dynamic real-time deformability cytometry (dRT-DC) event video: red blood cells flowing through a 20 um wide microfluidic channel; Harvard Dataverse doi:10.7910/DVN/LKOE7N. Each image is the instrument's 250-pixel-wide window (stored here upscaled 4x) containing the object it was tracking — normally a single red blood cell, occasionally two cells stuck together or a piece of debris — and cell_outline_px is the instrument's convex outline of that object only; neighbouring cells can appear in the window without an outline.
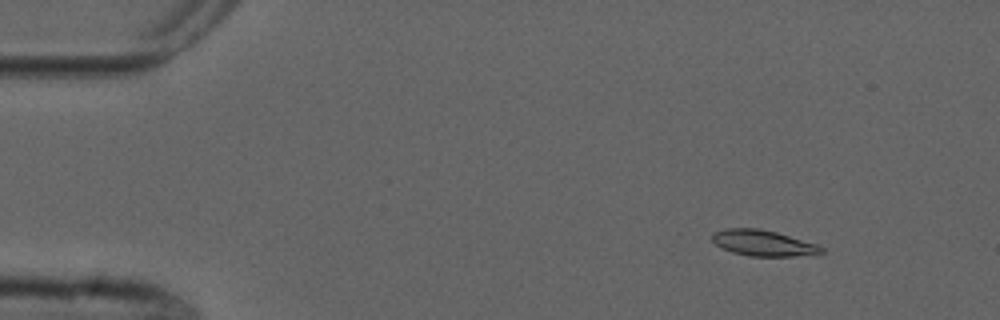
{"species": "common noctule bat (a hibernating species)", "species_latin": "Nyctalus noctula", "temperature_condition": "cold", "stored_images_in_passage": 5, "camera_frame_rate_fps": 3000, "um_per_image_px": 0.085, "animal": {"sex": "male", "forearm_length_mm": 52.5}, "frame": {"image": 1, "passage_image": 2, "time_ms": 1.333, "image_size_px": [1000, 320], "cell_outline_px": [[824, 252], [820, 256], [748, 256], [732, 252], [716, 244], [712, 240], [712, 232], [724, 228], [760, 228], [776, 232], [816, 244], [824, 248]], "centroid_in_image_um": [64.92, 20.67], "position_along_channel_um": 20.1, "area_um2": 16.7}}
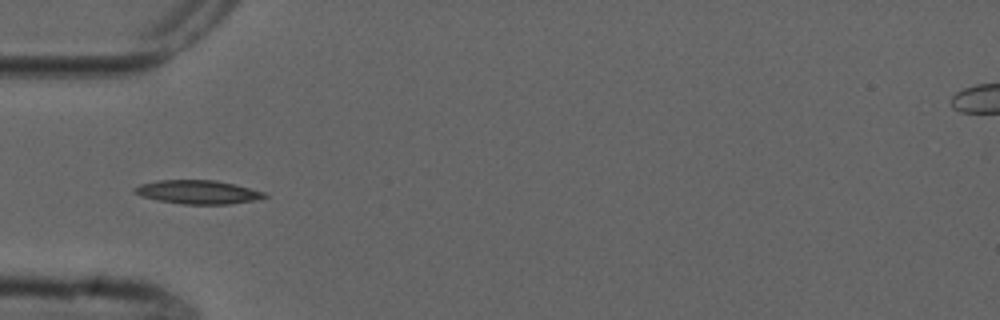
{"frame": {"image": 2, "passage_image": 5, "time_ms": 5.0, "image_size_px": [1000, 320], "cell_outline_px": [[268, 196], [260, 200], [228, 204], [184, 204], [160, 200], [140, 196], [132, 192], [132, 188], [140, 184], [156, 180], [216, 180], [236, 184], [264, 192]], "centroid_in_image_um": [16.82, 16.32], "position_along_channel_um": 68.2, "area_um2": 18.09}}